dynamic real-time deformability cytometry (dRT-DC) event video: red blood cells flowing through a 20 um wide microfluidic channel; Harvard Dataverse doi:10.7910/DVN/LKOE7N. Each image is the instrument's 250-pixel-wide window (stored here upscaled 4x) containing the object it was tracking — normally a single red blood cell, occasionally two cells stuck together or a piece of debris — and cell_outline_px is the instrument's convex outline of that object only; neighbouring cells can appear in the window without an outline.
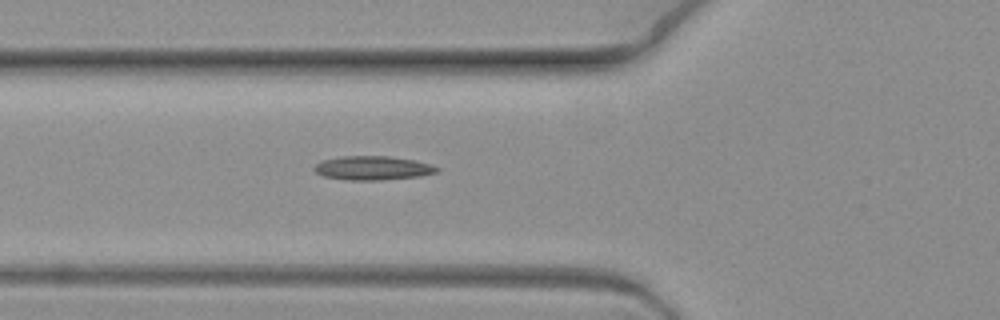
{"species": "common noctule bat (a hibernating species)", "species_latin": "Nyctalus noctula", "temperature_condition": "warm", "stored_images_in_passage": 2, "camera_frame_rate_fps": 3000, "um_per_image_px": 0.085, "animal": {"sex": "female", "body_mass_g": 19.3, "forearm_length_mm": 54.1}, "frame": {"image": 1, "passage_image": 2, "time_ms": 0.333, "image_size_px": [1000, 320], "cell_outline_px": [[440, 168], [436, 172], [420, 176], [380, 180], [344, 180], [324, 176], [316, 172], [312, 168], [320, 160], [340, 156], [388, 156], [412, 160], [428, 164]], "centroid_in_image_um": [31.61, 14.28], "position_along_channel_um": 94.2, "area_um2": 17.05}}